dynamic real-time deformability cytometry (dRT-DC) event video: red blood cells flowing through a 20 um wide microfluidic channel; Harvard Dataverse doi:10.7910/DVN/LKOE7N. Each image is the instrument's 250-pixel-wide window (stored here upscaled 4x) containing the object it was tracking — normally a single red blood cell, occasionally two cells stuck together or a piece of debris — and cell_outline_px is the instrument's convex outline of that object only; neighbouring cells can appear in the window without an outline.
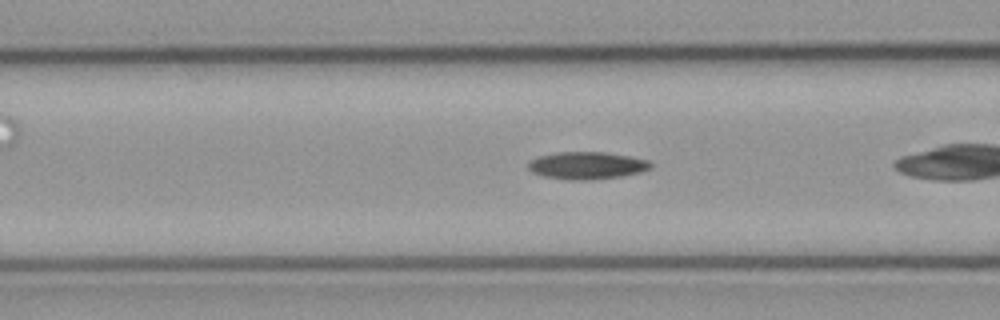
{"species": "common noctule bat (a hibernating species)", "species_latin": "Nyctalus noctula", "temperature_condition": "cold", "stored_images_in_passage": 36, "camera_frame_rate_fps": 3000, "um_per_image_px": 0.085, "animal": {"sex": "male", "body_mass_g": 23.1, "forearm_length_mm": 52.7}, "frame": {"image": 1, "passage_image": 13, "time_ms": 4.0, "image_size_px": [1000, 320], "cell_outline_px": [[652, 168], [640, 172], [620, 176], [592, 180], [568, 180], [544, 176], [532, 172], [528, 168], [528, 160], [540, 156], [556, 152], [604, 152], [628, 156], [648, 160], [652, 164]], "centroid_in_image_um": [49.86, 14.07], "position_along_channel_um": 116.7, "area_um2": 19.54}}
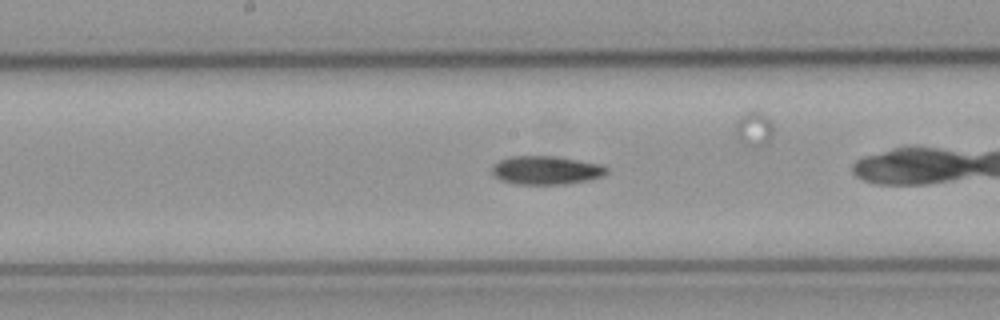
{"frame": {"image": 2, "passage_image": 20, "time_ms": 6.333, "image_size_px": [1000, 320], "cell_outline_px": [[608, 172], [600, 176], [588, 180], [564, 184], [516, 184], [500, 180], [492, 172], [492, 164], [508, 156], [556, 156], [600, 164], [608, 168]], "centroid_in_image_um": [46.39, 14.46], "position_along_channel_um": 201.8, "area_um2": 19.02}}
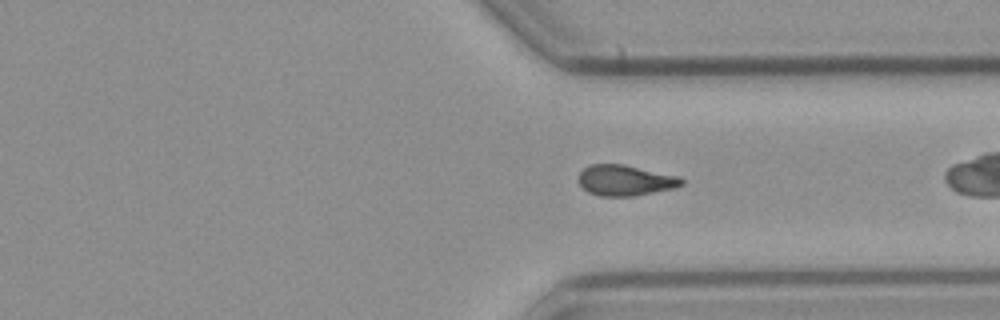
{"frame": {"image": 3, "passage_image": 33, "time_ms": 10.667, "image_size_px": [1000, 320], "cell_outline_px": [[684, 184], [676, 188], [632, 196], [600, 196], [588, 192], [580, 184], [580, 172], [588, 164], [624, 164], [680, 176], [684, 180]], "centroid_in_image_um": [53.19, 15.32], "position_along_channel_um": 358.2, "area_um2": 18.5}}